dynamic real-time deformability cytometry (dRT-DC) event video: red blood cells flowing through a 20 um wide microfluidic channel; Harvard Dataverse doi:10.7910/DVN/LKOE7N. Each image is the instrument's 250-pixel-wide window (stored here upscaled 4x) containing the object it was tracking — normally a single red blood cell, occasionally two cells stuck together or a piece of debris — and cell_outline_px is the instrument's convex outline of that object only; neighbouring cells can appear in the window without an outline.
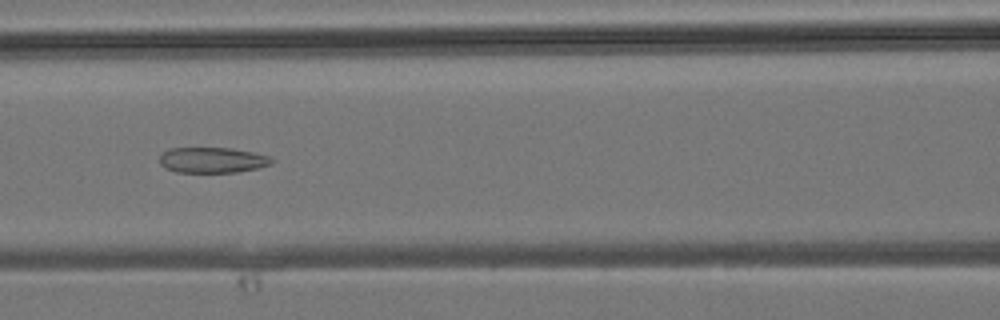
{"species": "common noctule bat (a hibernating species)", "species_latin": "Nyctalus noctula", "temperature_condition": "room temperature", "stored_images_in_passage": 46, "camera_frame_rate_fps": 3000, "um_per_image_px": 0.085, "animal": {"sex": "male", "body_mass_g": 19.2, "forearm_length_mm": 51.8}, "frame": {"image": 1, "passage_image": 20, "time_ms": 6.333, "image_size_px": [1000, 320], "cell_outline_px": [[276, 160], [272, 164], [256, 168], [236, 172], [176, 172], [164, 168], [160, 164], [160, 156], [168, 148], [232, 148], [252, 152], [268, 156]], "centroid_in_image_um": [18.04, 13.6], "position_along_channel_um": 148.6, "area_um2": 16.7}}
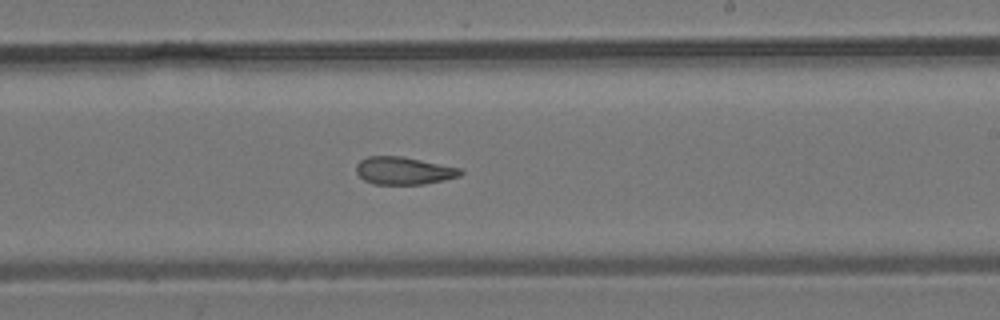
{"frame": {"image": 2, "passage_image": 27, "time_ms": 8.667, "image_size_px": [1000, 320], "cell_outline_px": [[464, 172], [460, 176], [444, 180], [424, 184], [372, 184], [364, 180], [356, 172], [356, 164], [360, 160], [368, 156], [400, 156], [464, 168]], "centroid_in_image_um": [34.35, 14.51], "position_along_channel_um": 254.7, "area_um2": 16.94}}
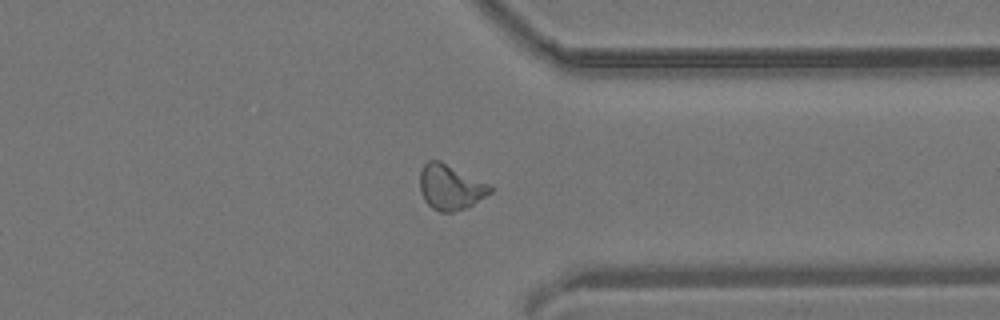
{"frame": {"image": 3, "passage_image": 35, "time_ms": 11.333, "image_size_px": [1000, 320], "cell_outline_px": [[492, 192], [472, 204], [464, 208], [452, 212], [440, 212], [432, 208], [424, 200], [420, 192], [420, 168], [428, 160], [440, 160], [488, 184], [492, 188]], "centroid_in_image_um": [38.23, 15.9], "position_along_channel_um": 373.2, "area_um2": 18.32}}